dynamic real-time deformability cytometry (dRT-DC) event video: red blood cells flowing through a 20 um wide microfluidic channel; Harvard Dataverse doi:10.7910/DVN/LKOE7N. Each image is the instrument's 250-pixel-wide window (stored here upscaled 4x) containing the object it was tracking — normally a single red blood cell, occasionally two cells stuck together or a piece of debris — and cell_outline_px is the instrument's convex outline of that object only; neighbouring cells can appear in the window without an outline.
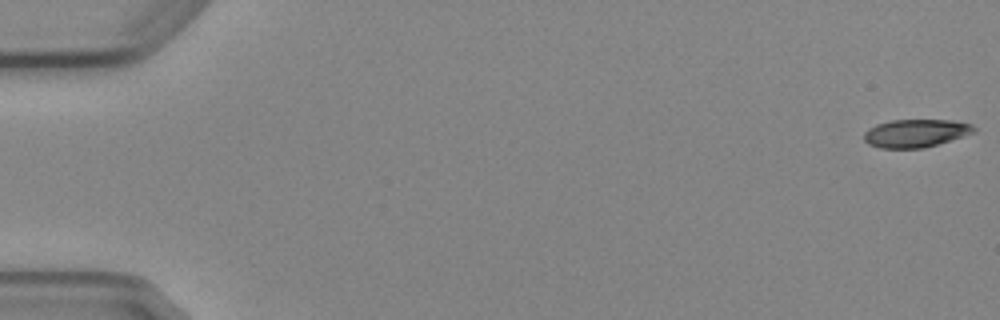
{"species": "Egyptian fruit bat (a non-hibernating species)", "species_latin": "Rousettus aegyptiacus", "temperature_condition": "cold", "stored_images_in_passage": 8, "camera_frame_rate_fps": 3000, "um_per_image_px": 0.085, "animal": {"sex": "female"}, "frame": {"image": 1, "passage_image": 1, "time_ms": 0.0, "image_size_px": [1000, 320], "cell_outline_px": [[976, 128], [972, 132], [936, 144], [920, 148], [880, 148], [868, 144], [864, 140], [864, 132], [868, 128], [876, 124], [892, 120], [952, 120], [972, 124]], "centroid_in_image_um": [77.76, 11.31], "position_along_channel_um": 7.2, "area_um2": 17.63}}
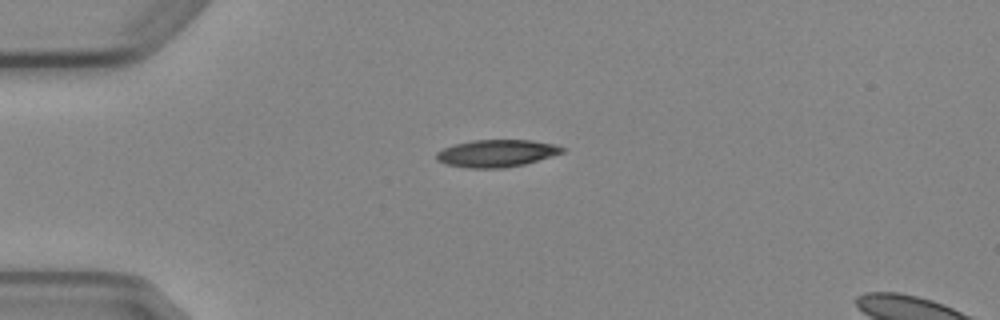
{"frame": {"image": 2, "passage_image": 4, "time_ms": 4.333, "image_size_px": [1000, 320], "cell_outline_px": [[564, 152], [552, 156], [524, 164], [504, 168], [468, 168], [448, 164], [436, 160], [436, 152], [452, 144], [472, 140], [532, 140], [556, 144], [564, 148]], "centroid_in_image_um": [42.2, 13.02], "position_along_channel_um": 42.8, "area_um2": 20.06}}
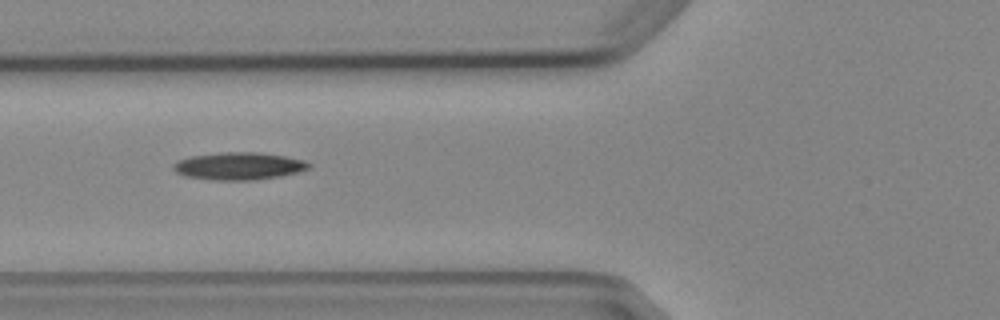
{"frame": {"image": 3, "passage_image": 6, "time_ms": 6.667, "image_size_px": [1000, 320], "cell_outline_px": [[312, 164], [308, 168], [296, 172], [280, 176], [252, 180], [212, 180], [184, 176], [176, 172], [172, 168], [172, 164], [176, 160], [192, 156], [220, 152], [260, 152], [284, 156], [304, 160]], "centroid_in_image_um": [20.25, 14.11], "position_along_channel_um": 105.6, "area_um2": 21.73}}